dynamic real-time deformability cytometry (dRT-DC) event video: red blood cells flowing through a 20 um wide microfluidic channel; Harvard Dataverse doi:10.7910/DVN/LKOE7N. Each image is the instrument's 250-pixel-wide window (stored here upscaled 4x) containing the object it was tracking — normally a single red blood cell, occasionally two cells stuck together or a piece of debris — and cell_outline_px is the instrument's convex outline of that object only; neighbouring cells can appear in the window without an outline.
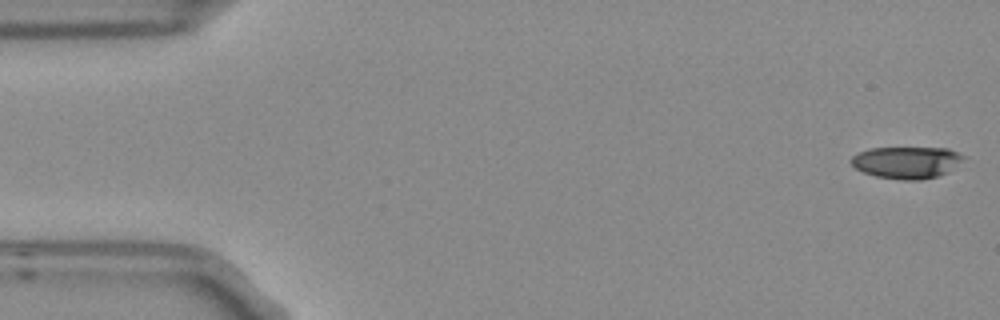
{"species": "Egyptian fruit bat (a non-hibernating species)", "species_latin": "Rousettus aegyptiacus", "temperature_condition": "room temperature", "stored_images_in_passage": 5, "camera_frame_rate_fps": 3000, "um_per_image_px": 0.085, "frame": {"image": 1, "passage_image": 1, "time_ms": 0.0, "image_size_px": [1000, 320], "cell_outline_px": [[968, 156], [948, 172], [936, 176], [920, 180], [904, 180], [876, 176], [864, 172], [856, 168], [848, 160], [852, 156], [868, 148], [948, 148]], "centroid_in_image_um": [77.08, 13.79], "position_along_channel_um": 7.9, "area_um2": 20.92}}
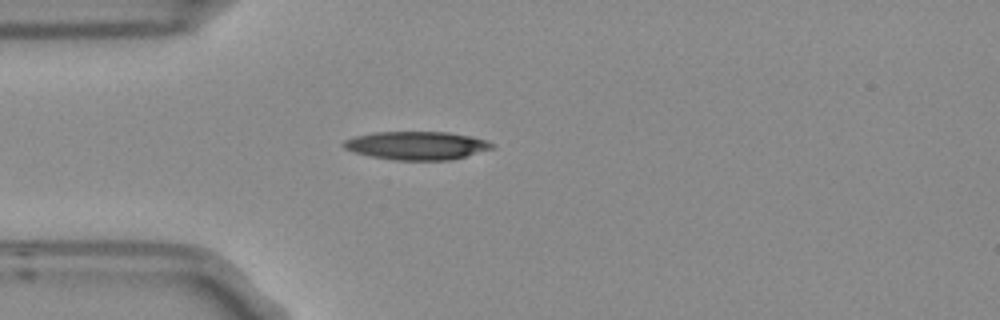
{"frame": {"image": 2, "passage_image": 5, "time_ms": 1.333, "image_size_px": [1000, 320], "cell_outline_px": [[492, 148], [452, 160], [396, 160], [372, 156], [356, 152], [344, 148], [340, 144], [344, 140], [356, 136], [376, 132], [448, 132], [472, 136], [488, 140], [492, 144]], "centroid_in_image_um": [35.42, 12.36], "position_along_channel_um": 49.6, "area_um2": 24.28}}